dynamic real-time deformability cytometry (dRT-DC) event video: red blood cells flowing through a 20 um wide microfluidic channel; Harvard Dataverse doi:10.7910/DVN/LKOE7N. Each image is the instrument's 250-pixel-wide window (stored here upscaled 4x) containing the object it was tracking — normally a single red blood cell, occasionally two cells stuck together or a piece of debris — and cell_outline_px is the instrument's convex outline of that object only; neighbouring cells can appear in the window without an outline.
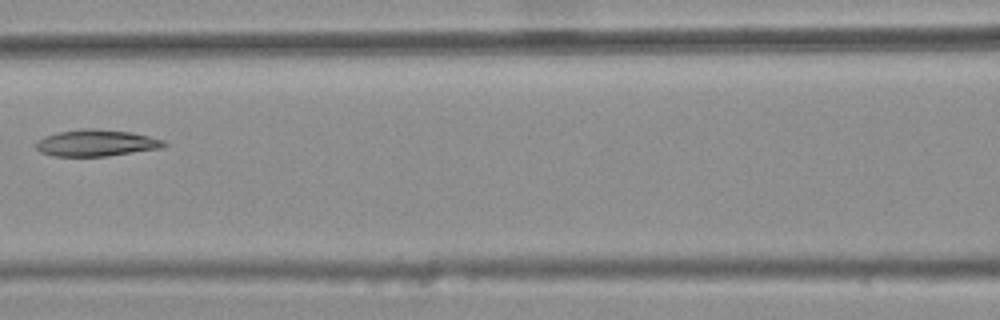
{"species": "common noctule bat (a hibernating species)", "species_latin": "Nyctalus noctula", "temperature_condition": "warm", "stored_images_in_passage": 7, "camera_frame_rate_fps": 3000, "um_per_image_px": 0.085, "animal": {"sex": "female", "body_mass_g": 25.1}, "frame": {"image": 1, "passage_image": 6, "time_ms": 1.667, "image_size_px": [1000, 320], "cell_outline_px": [[168, 144], [160, 148], [104, 156], [52, 156], [40, 152], [36, 148], [36, 140], [44, 136], [60, 132], [84, 128], [92, 128], [132, 132], [164, 140]], "centroid_in_image_um": [8.15, 12.15], "position_along_channel_um": 158.5, "area_um2": 19.71}}
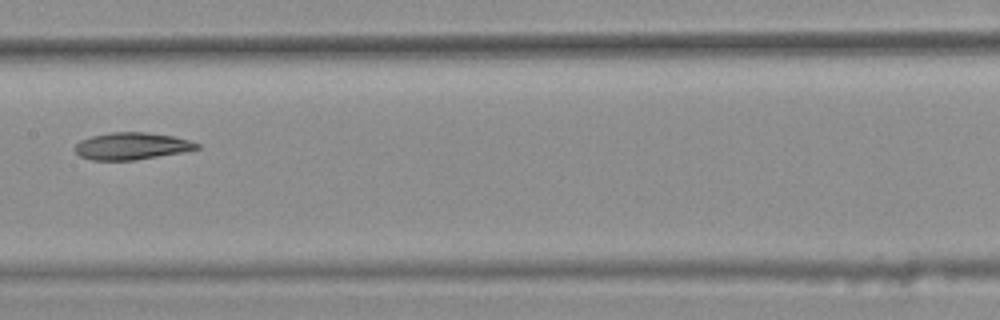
{"frame": {"image": 2, "passage_image": 7, "time_ms": 2.0, "image_size_px": [1000, 320], "cell_outline_px": [[200, 148], [184, 152], [136, 160], [92, 160], [80, 156], [72, 148], [80, 140], [92, 136], [112, 132], [148, 132], [172, 136], [188, 140], [200, 144]], "centroid_in_image_um": [11.19, 12.42], "position_along_channel_um": 196.2, "area_um2": 19.31}}